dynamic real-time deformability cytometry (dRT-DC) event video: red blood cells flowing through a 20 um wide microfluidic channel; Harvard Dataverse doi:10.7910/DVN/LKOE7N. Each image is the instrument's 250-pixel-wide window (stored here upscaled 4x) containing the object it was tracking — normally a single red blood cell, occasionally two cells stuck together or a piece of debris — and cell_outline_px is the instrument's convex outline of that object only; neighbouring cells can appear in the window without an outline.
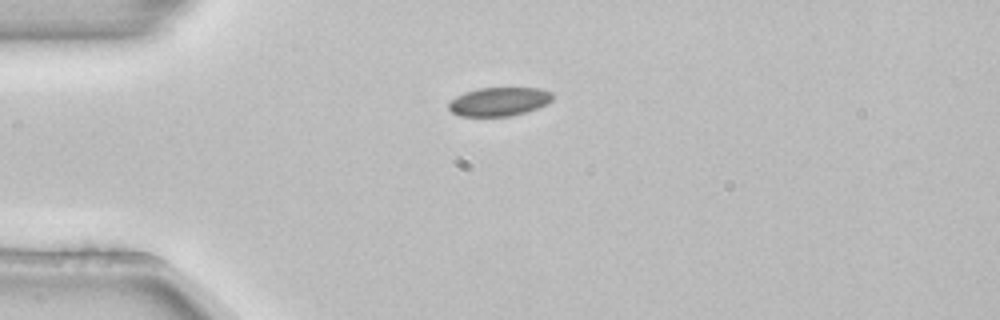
{"species": "common noctule bat (a hibernating species)", "species_latin": "Nyctalus noctula", "temperature_condition": "room temperature", "stored_images_in_passage": 1, "camera_frame_rate_fps": 3000, "um_per_image_px": 0.085, "animal": {"sex": "female", "body_mass_g": 22.7, "forearm_length_mm": 54.2}, "frame": {"image": 1, "passage_image": 1, "time_ms": 0.0, "image_size_px": [1000, 320], "cell_outline_px": [[552, 100], [548, 104], [524, 112], [508, 116], [460, 116], [452, 112], [448, 108], [448, 100], [464, 92], [480, 88], [540, 88], [552, 92]], "centroid_in_image_um": [42.39, 8.63], "position_along_channel_um": 42.6, "area_um2": 17.4}}